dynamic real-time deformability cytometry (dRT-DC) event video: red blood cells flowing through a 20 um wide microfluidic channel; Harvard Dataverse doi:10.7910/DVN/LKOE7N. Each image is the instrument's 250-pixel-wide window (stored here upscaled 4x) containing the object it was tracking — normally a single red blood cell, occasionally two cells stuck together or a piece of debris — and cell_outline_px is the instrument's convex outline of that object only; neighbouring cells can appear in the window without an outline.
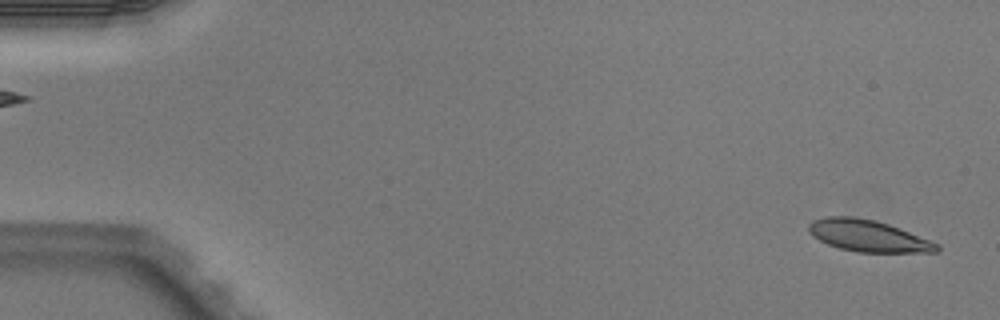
{"species": "Egyptian fruit bat (a non-hibernating species)", "species_latin": "Rousettus aegyptiacus", "temperature_condition": "warm", "stored_images_in_passage": 2, "segment_of_instrument_passage": [2, 2], "camera_frame_rate_fps": 3000, "um_per_image_px": 0.085, "animal": {"sex": "male"}, "frame": {"image": 1, "passage_image": 2, "time_ms": 0.333, "image_size_px": [1000, 320], "cell_outline_px": [[940, 248], [936, 252], [856, 252], [840, 248], [828, 244], [812, 236], [808, 228], [808, 224], [812, 220], [824, 216], [852, 216], [876, 220], [900, 228], [940, 244]], "centroid_in_image_um": [73.78, 20.03], "position_along_channel_um": 11.2, "area_um2": 23.7}}